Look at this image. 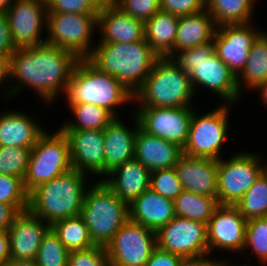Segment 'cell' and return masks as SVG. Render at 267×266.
Returning a JSON list of instances; mask_svg holds the SVG:
<instances>
[{
	"instance_id": "6da1fadb",
	"label": "cell",
	"mask_w": 267,
	"mask_h": 266,
	"mask_svg": "<svg viewBox=\"0 0 267 266\" xmlns=\"http://www.w3.org/2000/svg\"><path fill=\"white\" fill-rule=\"evenodd\" d=\"M78 60L73 52L46 42L17 48L11 56L10 97L19 96L26 86L52 105L60 93L65 94Z\"/></svg>"
},
{
	"instance_id": "7a4b0ae2",
	"label": "cell",
	"mask_w": 267,
	"mask_h": 266,
	"mask_svg": "<svg viewBox=\"0 0 267 266\" xmlns=\"http://www.w3.org/2000/svg\"><path fill=\"white\" fill-rule=\"evenodd\" d=\"M160 56L144 38L130 43H97L87 59L99 70L115 77L133 94L148 77Z\"/></svg>"
},
{
	"instance_id": "3957f363",
	"label": "cell",
	"mask_w": 267,
	"mask_h": 266,
	"mask_svg": "<svg viewBox=\"0 0 267 266\" xmlns=\"http://www.w3.org/2000/svg\"><path fill=\"white\" fill-rule=\"evenodd\" d=\"M187 75L196 90L207 89L222 98L223 104L234 105L242 94L237 77L217 56L213 40L197 47L180 50L171 58Z\"/></svg>"
},
{
	"instance_id": "277c9868",
	"label": "cell",
	"mask_w": 267,
	"mask_h": 266,
	"mask_svg": "<svg viewBox=\"0 0 267 266\" xmlns=\"http://www.w3.org/2000/svg\"><path fill=\"white\" fill-rule=\"evenodd\" d=\"M67 104L87 103L100 106L115 118L116 109L134 102V94L115 77L99 70L87 58H79L72 71L66 92Z\"/></svg>"
},
{
	"instance_id": "5b68a950",
	"label": "cell",
	"mask_w": 267,
	"mask_h": 266,
	"mask_svg": "<svg viewBox=\"0 0 267 266\" xmlns=\"http://www.w3.org/2000/svg\"><path fill=\"white\" fill-rule=\"evenodd\" d=\"M87 177L86 173L72 168L39 185L28 194V210L50 225L60 219L80 215L89 188Z\"/></svg>"
},
{
	"instance_id": "8992f818",
	"label": "cell",
	"mask_w": 267,
	"mask_h": 266,
	"mask_svg": "<svg viewBox=\"0 0 267 266\" xmlns=\"http://www.w3.org/2000/svg\"><path fill=\"white\" fill-rule=\"evenodd\" d=\"M194 96L190 76L172 59L160 57L134 93L133 104L135 107H194Z\"/></svg>"
},
{
	"instance_id": "52a82bcc",
	"label": "cell",
	"mask_w": 267,
	"mask_h": 266,
	"mask_svg": "<svg viewBox=\"0 0 267 266\" xmlns=\"http://www.w3.org/2000/svg\"><path fill=\"white\" fill-rule=\"evenodd\" d=\"M80 216L93 244L106 247L129 219V204L99 179L87 189Z\"/></svg>"
},
{
	"instance_id": "ba28073f",
	"label": "cell",
	"mask_w": 267,
	"mask_h": 266,
	"mask_svg": "<svg viewBox=\"0 0 267 266\" xmlns=\"http://www.w3.org/2000/svg\"><path fill=\"white\" fill-rule=\"evenodd\" d=\"M46 129L31 149L23 185L29 194L33 189L72 169L69 143L58 128L54 133Z\"/></svg>"
},
{
	"instance_id": "9c48e42d",
	"label": "cell",
	"mask_w": 267,
	"mask_h": 266,
	"mask_svg": "<svg viewBox=\"0 0 267 266\" xmlns=\"http://www.w3.org/2000/svg\"><path fill=\"white\" fill-rule=\"evenodd\" d=\"M230 104H219L217 108L198 114L194 109L187 142L182 153L192 157L219 160L230 129ZM231 107V109H230Z\"/></svg>"
},
{
	"instance_id": "30bf717a",
	"label": "cell",
	"mask_w": 267,
	"mask_h": 266,
	"mask_svg": "<svg viewBox=\"0 0 267 266\" xmlns=\"http://www.w3.org/2000/svg\"><path fill=\"white\" fill-rule=\"evenodd\" d=\"M98 14L47 12L46 43L87 58L93 51Z\"/></svg>"
},
{
	"instance_id": "8fae6325",
	"label": "cell",
	"mask_w": 267,
	"mask_h": 266,
	"mask_svg": "<svg viewBox=\"0 0 267 266\" xmlns=\"http://www.w3.org/2000/svg\"><path fill=\"white\" fill-rule=\"evenodd\" d=\"M218 160L217 201L235 205L263 173V160L257 152H240Z\"/></svg>"
},
{
	"instance_id": "7c38bea8",
	"label": "cell",
	"mask_w": 267,
	"mask_h": 266,
	"mask_svg": "<svg viewBox=\"0 0 267 266\" xmlns=\"http://www.w3.org/2000/svg\"><path fill=\"white\" fill-rule=\"evenodd\" d=\"M105 248L109 266H145L156 248V232L128 219Z\"/></svg>"
},
{
	"instance_id": "4fadbf2b",
	"label": "cell",
	"mask_w": 267,
	"mask_h": 266,
	"mask_svg": "<svg viewBox=\"0 0 267 266\" xmlns=\"http://www.w3.org/2000/svg\"><path fill=\"white\" fill-rule=\"evenodd\" d=\"M156 247L179 255L185 260L207 257V225L175 216L156 231Z\"/></svg>"
},
{
	"instance_id": "5bb4252c",
	"label": "cell",
	"mask_w": 267,
	"mask_h": 266,
	"mask_svg": "<svg viewBox=\"0 0 267 266\" xmlns=\"http://www.w3.org/2000/svg\"><path fill=\"white\" fill-rule=\"evenodd\" d=\"M196 107H135L139 127L147 133L168 140L183 149L187 142Z\"/></svg>"
},
{
	"instance_id": "9a60e30c",
	"label": "cell",
	"mask_w": 267,
	"mask_h": 266,
	"mask_svg": "<svg viewBox=\"0 0 267 266\" xmlns=\"http://www.w3.org/2000/svg\"><path fill=\"white\" fill-rule=\"evenodd\" d=\"M5 13L16 48L46 42V36L42 37L45 34L43 30L47 31L46 0H15Z\"/></svg>"
},
{
	"instance_id": "2e32d148",
	"label": "cell",
	"mask_w": 267,
	"mask_h": 266,
	"mask_svg": "<svg viewBox=\"0 0 267 266\" xmlns=\"http://www.w3.org/2000/svg\"><path fill=\"white\" fill-rule=\"evenodd\" d=\"M247 220L235 205L219 204L207 223L209 256L215 250L242 253L245 246ZM221 249V250H220ZM226 251V252H225Z\"/></svg>"
},
{
	"instance_id": "e0dca14e",
	"label": "cell",
	"mask_w": 267,
	"mask_h": 266,
	"mask_svg": "<svg viewBox=\"0 0 267 266\" xmlns=\"http://www.w3.org/2000/svg\"><path fill=\"white\" fill-rule=\"evenodd\" d=\"M253 23L218 26L213 38L217 56L236 77L246 65L254 40L263 31Z\"/></svg>"
},
{
	"instance_id": "ac0fdd59",
	"label": "cell",
	"mask_w": 267,
	"mask_h": 266,
	"mask_svg": "<svg viewBox=\"0 0 267 266\" xmlns=\"http://www.w3.org/2000/svg\"><path fill=\"white\" fill-rule=\"evenodd\" d=\"M69 143L72 168L94 177H105L103 130L61 129Z\"/></svg>"
},
{
	"instance_id": "d6986e66",
	"label": "cell",
	"mask_w": 267,
	"mask_h": 266,
	"mask_svg": "<svg viewBox=\"0 0 267 266\" xmlns=\"http://www.w3.org/2000/svg\"><path fill=\"white\" fill-rule=\"evenodd\" d=\"M50 224L29 210L19 212L9 227L10 259L35 261L43 237Z\"/></svg>"
},
{
	"instance_id": "ffe728a7",
	"label": "cell",
	"mask_w": 267,
	"mask_h": 266,
	"mask_svg": "<svg viewBox=\"0 0 267 266\" xmlns=\"http://www.w3.org/2000/svg\"><path fill=\"white\" fill-rule=\"evenodd\" d=\"M174 169L183 190L217 197L218 160L182 154Z\"/></svg>"
},
{
	"instance_id": "44dd1931",
	"label": "cell",
	"mask_w": 267,
	"mask_h": 266,
	"mask_svg": "<svg viewBox=\"0 0 267 266\" xmlns=\"http://www.w3.org/2000/svg\"><path fill=\"white\" fill-rule=\"evenodd\" d=\"M97 28L101 35L98 43H130L144 39V22L123 12L114 3L100 7Z\"/></svg>"
},
{
	"instance_id": "7402d4cb",
	"label": "cell",
	"mask_w": 267,
	"mask_h": 266,
	"mask_svg": "<svg viewBox=\"0 0 267 266\" xmlns=\"http://www.w3.org/2000/svg\"><path fill=\"white\" fill-rule=\"evenodd\" d=\"M131 116L133 128L118 117L114 118L103 130L105 176L116 167L134 158V142L139 123L133 112Z\"/></svg>"
},
{
	"instance_id": "603a6c76",
	"label": "cell",
	"mask_w": 267,
	"mask_h": 266,
	"mask_svg": "<svg viewBox=\"0 0 267 266\" xmlns=\"http://www.w3.org/2000/svg\"><path fill=\"white\" fill-rule=\"evenodd\" d=\"M182 154V148L178 145L138 128L134 142V159L150 172L174 167Z\"/></svg>"
},
{
	"instance_id": "cb8c5ba5",
	"label": "cell",
	"mask_w": 267,
	"mask_h": 266,
	"mask_svg": "<svg viewBox=\"0 0 267 266\" xmlns=\"http://www.w3.org/2000/svg\"><path fill=\"white\" fill-rule=\"evenodd\" d=\"M150 175L151 172L133 158L113 169L101 181L121 200L130 204L149 189Z\"/></svg>"
},
{
	"instance_id": "d4e9b609",
	"label": "cell",
	"mask_w": 267,
	"mask_h": 266,
	"mask_svg": "<svg viewBox=\"0 0 267 266\" xmlns=\"http://www.w3.org/2000/svg\"><path fill=\"white\" fill-rule=\"evenodd\" d=\"M45 130L24 111L6 109L0 113V146L32 149Z\"/></svg>"
},
{
	"instance_id": "484cf974",
	"label": "cell",
	"mask_w": 267,
	"mask_h": 266,
	"mask_svg": "<svg viewBox=\"0 0 267 266\" xmlns=\"http://www.w3.org/2000/svg\"><path fill=\"white\" fill-rule=\"evenodd\" d=\"M175 216L173 201L150 188L129 204V219L155 232Z\"/></svg>"
},
{
	"instance_id": "4316f807",
	"label": "cell",
	"mask_w": 267,
	"mask_h": 266,
	"mask_svg": "<svg viewBox=\"0 0 267 266\" xmlns=\"http://www.w3.org/2000/svg\"><path fill=\"white\" fill-rule=\"evenodd\" d=\"M216 29L214 18L206 9L195 14L179 16L174 55L180 50L211 42Z\"/></svg>"
},
{
	"instance_id": "83f0119b",
	"label": "cell",
	"mask_w": 267,
	"mask_h": 266,
	"mask_svg": "<svg viewBox=\"0 0 267 266\" xmlns=\"http://www.w3.org/2000/svg\"><path fill=\"white\" fill-rule=\"evenodd\" d=\"M178 23L179 16L161 10L144 22V38L160 57L174 56Z\"/></svg>"
},
{
	"instance_id": "f1b7e54d",
	"label": "cell",
	"mask_w": 267,
	"mask_h": 266,
	"mask_svg": "<svg viewBox=\"0 0 267 266\" xmlns=\"http://www.w3.org/2000/svg\"><path fill=\"white\" fill-rule=\"evenodd\" d=\"M267 81V32L262 31L254 40L249 58L242 72L237 76V85L242 95ZM244 90V91H243Z\"/></svg>"
},
{
	"instance_id": "f546056e",
	"label": "cell",
	"mask_w": 267,
	"mask_h": 266,
	"mask_svg": "<svg viewBox=\"0 0 267 266\" xmlns=\"http://www.w3.org/2000/svg\"><path fill=\"white\" fill-rule=\"evenodd\" d=\"M257 0H206V10L215 24L234 25L252 22Z\"/></svg>"
},
{
	"instance_id": "4dcf8cb0",
	"label": "cell",
	"mask_w": 267,
	"mask_h": 266,
	"mask_svg": "<svg viewBox=\"0 0 267 266\" xmlns=\"http://www.w3.org/2000/svg\"><path fill=\"white\" fill-rule=\"evenodd\" d=\"M173 203L176 216L206 225L219 205L217 197L198 195L187 190H183Z\"/></svg>"
},
{
	"instance_id": "1f68e13d",
	"label": "cell",
	"mask_w": 267,
	"mask_h": 266,
	"mask_svg": "<svg viewBox=\"0 0 267 266\" xmlns=\"http://www.w3.org/2000/svg\"><path fill=\"white\" fill-rule=\"evenodd\" d=\"M74 120L65 122L60 129H76V130H104L108 124L115 118L106 109L93 104H67ZM70 121V122H69Z\"/></svg>"
},
{
	"instance_id": "d6a6232c",
	"label": "cell",
	"mask_w": 267,
	"mask_h": 266,
	"mask_svg": "<svg viewBox=\"0 0 267 266\" xmlns=\"http://www.w3.org/2000/svg\"><path fill=\"white\" fill-rule=\"evenodd\" d=\"M50 228L69 252L94 246L88 228L80 215L55 221Z\"/></svg>"
},
{
	"instance_id": "836d02e7",
	"label": "cell",
	"mask_w": 267,
	"mask_h": 266,
	"mask_svg": "<svg viewBox=\"0 0 267 266\" xmlns=\"http://www.w3.org/2000/svg\"><path fill=\"white\" fill-rule=\"evenodd\" d=\"M235 206L246 220L267 216V176L264 172Z\"/></svg>"
},
{
	"instance_id": "e575fe53",
	"label": "cell",
	"mask_w": 267,
	"mask_h": 266,
	"mask_svg": "<svg viewBox=\"0 0 267 266\" xmlns=\"http://www.w3.org/2000/svg\"><path fill=\"white\" fill-rule=\"evenodd\" d=\"M258 258L261 265L267 263V216L247 220L245 246L242 253L248 250Z\"/></svg>"
},
{
	"instance_id": "d590c367",
	"label": "cell",
	"mask_w": 267,
	"mask_h": 266,
	"mask_svg": "<svg viewBox=\"0 0 267 266\" xmlns=\"http://www.w3.org/2000/svg\"><path fill=\"white\" fill-rule=\"evenodd\" d=\"M69 253L50 228L43 237L35 262L38 266H67Z\"/></svg>"
},
{
	"instance_id": "8d00e7d4",
	"label": "cell",
	"mask_w": 267,
	"mask_h": 266,
	"mask_svg": "<svg viewBox=\"0 0 267 266\" xmlns=\"http://www.w3.org/2000/svg\"><path fill=\"white\" fill-rule=\"evenodd\" d=\"M30 151L29 148L0 146V174L24 180Z\"/></svg>"
},
{
	"instance_id": "74e56055",
	"label": "cell",
	"mask_w": 267,
	"mask_h": 266,
	"mask_svg": "<svg viewBox=\"0 0 267 266\" xmlns=\"http://www.w3.org/2000/svg\"><path fill=\"white\" fill-rule=\"evenodd\" d=\"M0 202L11 205L18 213L28 210V193L21 178L0 174Z\"/></svg>"
},
{
	"instance_id": "f35d334b",
	"label": "cell",
	"mask_w": 267,
	"mask_h": 266,
	"mask_svg": "<svg viewBox=\"0 0 267 266\" xmlns=\"http://www.w3.org/2000/svg\"><path fill=\"white\" fill-rule=\"evenodd\" d=\"M149 188L172 201L183 191L174 167L151 172Z\"/></svg>"
},
{
	"instance_id": "ab89813d",
	"label": "cell",
	"mask_w": 267,
	"mask_h": 266,
	"mask_svg": "<svg viewBox=\"0 0 267 266\" xmlns=\"http://www.w3.org/2000/svg\"><path fill=\"white\" fill-rule=\"evenodd\" d=\"M67 266H109L106 248L94 245L88 249L71 251Z\"/></svg>"
},
{
	"instance_id": "60d3db41",
	"label": "cell",
	"mask_w": 267,
	"mask_h": 266,
	"mask_svg": "<svg viewBox=\"0 0 267 266\" xmlns=\"http://www.w3.org/2000/svg\"><path fill=\"white\" fill-rule=\"evenodd\" d=\"M114 4L123 12L143 22L160 10V0H115Z\"/></svg>"
},
{
	"instance_id": "b9f144b4",
	"label": "cell",
	"mask_w": 267,
	"mask_h": 266,
	"mask_svg": "<svg viewBox=\"0 0 267 266\" xmlns=\"http://www.w3.org/2000/svg\"><path fill=\"white\" fill-rule=\"evenodd\" d=\"M47 12L98 14L100 7L93 0H46Z\"/></svg>"
},
{
	"instance_id": "7bdbcfd3",
	"label": "cell",
	"mask_w": 267,
	"mask_h": 266,
	"mask_svg": "<svg viewBox=\"0 0 267 266\" xmlns=\"http://www.w3.org/2000/svg\"><path fill=\"white\" fill-rule=\"evenodd\" d=\"M206 9V0H160V10L177 16L195 14Z\"/></svg>"
},
{
	"instance_id": "ee69618b",
	"label": "cell",
	"mask_w": 267,
	"mask_h": 266,
	"mask_svg": "<svg viewBox=\"0 0 267 266\" xmlns=\"http://www.w3.org/2000/svg\"><path fill=\"white\" fill-rule=\"evenodd\" d=\"M185 262L183 257L156 247L145 266H183Z\"/></svg>"
},
{
	"instance_id": "f6af8a7d",
	"label": "cell",
	"mask_w": 267,
	"mask_h": 266,
	"mask_svg": "<svg viewBox=\"0 0 267 266\" xmlns=\"http://www.w3.org/2000/svg\"><path fill=\"white\" fill-rule=\"evenodd\" d=\"M5 12H0V55L12 56L16 51Z\"/></svg>"
},
{
	"instance_id": "bcb514c9",
	"label": "cell",
	"mask_w": 267,
	"mask_h": 266,
	"mask_svg": "<svg viewBox=\"0 0 267 266\" xmlns=\"http://www.w3.org/2000/svg\"><path fill=\"white\" fill-rule=\"evenodd\" d=\"M10 74H11V56L0 55V87L3 86L1 93H2L3 98L6 97L5 99L11 98L10 97V85H9L10 84Z\"/></svg>"
},
{
	"instance_id": "7dc6e473",
	"label": "cell",
	"mask_w": 267,
	"mask_h": 266,
	"mask_svg": "<svg viewBox=\"0 0 267 266\" xmlns=\"http://www.w3.org/2000/svg\"><path fill=\"white\" fill-rule=\"evenodd\" d=\"M17 214L11 205L0 202V230L8 231Z\"/></svg>"
},
{
	"instance_id": "c3c4849f",
	"label": "cell",
	"mask_w": 267,
	"mask_h": 266,
	"mask_svg": "<svg viewBox=\"0 0 267 266\" xmlns=\"http://www.w3.org/2000/svg\"><path fill=\"white\" fill-rule=\"evenodd\" d=\"M224 260L225 259H216L207 256L200 259L186 260L183 266H224Z\"/></svg>"
},
{
	"instance_id": "681fc988",
	"label": "cell",
	"mask_w": 267,
	"mask_h": 266,
	"mask_svg": "<svg viewBox=\"0 0 267 266\" xmlns=\"http://www.w3.org/2000/svg\"><path fill=\"white\" fill-rule=\"evenodd\" d=\"M10 259L9 238L7 231L0 230V266Z\"/></svg>"
},
{
	"instance_id": "f907efd6",
	"label": "cell",
	"mask_w": 267,
	"mask_h": 266,
	"mask_svg": "<svg viewBox=\"0 0 267 266\" xmlns=\"http://www.w3.org/2000/svg\"><path fill=\"white\" fill-rule=\"evenodd\" d=\"M251 91H255V92H259L258 94L260 95L259 99H260V103H262L261 105H265V107L267 108V81L263 82L259 85H257L253 90Z\"/></svg>"
},
{
	"instance_id": "816d5d0a",
	"label": "cell",
	"mask_w": 267,
	"mask_h": 266,
	"mask_svg": "<svg viewBox=\"0 0 267 266\" xmlns=\"http://www.w3.org/2000/svg\"><path fill=\"white\" fill-rule=\"evenodd\" d=\"M1 266H38L35 261L9 259Z\"/></svg>"
},
{
	"instance_id": "f5cc1de1",
	"label": "cell",
	"mask_w": 267,
	"mask_h": 266,
	"mask_svg": "<svg viewBox=\"0 0 267 266\" xmlns=\"http://www.w3.org/2000/svg\"><path fill=\"white\" fill-rule=\"evenodd\" d=\"M15 0H0V12H5Z\"/></svg>"
},
{
	"instance_id": "db71d44e",
	"label": "cell",
	"mask_w": 267,
	"mask_h": 266,
	"mask_svg": "<svg viewBox=\"0 0 267 266\" xmlns=\"http://www.w3.org/2000/svg\"><path fill=\"white\" fill-rule=\"evenodd\" d=\"M99 7L108 6L113 4L115 0H93Z\"/></svg>"
},
{
	"instance_id": "11a10c76",
	"label": "cell",
	"mask_w": 267,
	"mask_h": 266,
	"mask_svg": "<svg viewBox=\"0 0 267 266\" xmlns=\"http://www.w3.org/2000/svg\"><path fill=\"white\" fill-rule=\"evenodd\" d=\"M228 262H229V260H226V261L224 260V266H254L252 264L248 265L247 263H243L241 265L240 264L236 265V264H231V263L229 264Z\"/></svg>"
},
{
	"instance_id": "9f6ffc18",
	"label": "cell",
	"mask_w": 267,
	"mask_h": 266,
	"mask_svg": "<svg viewBox=\"0 0 267 266\" xmlns=\"http://www.w3.org/2000/svg\"><path fill=\"white\" fill-rule=\"evenodd\" d=\"M263 172L267 176V161L265 163L263 162Z\"/></svg>"
}]
</instances>
